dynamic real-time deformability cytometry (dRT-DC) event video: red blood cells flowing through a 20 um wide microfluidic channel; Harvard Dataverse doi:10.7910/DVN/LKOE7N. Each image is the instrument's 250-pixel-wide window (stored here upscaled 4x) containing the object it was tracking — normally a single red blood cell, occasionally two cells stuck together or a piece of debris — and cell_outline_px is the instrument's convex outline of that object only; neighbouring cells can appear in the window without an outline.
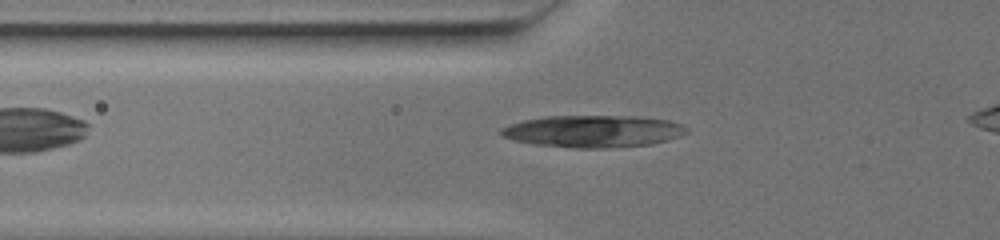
{"species": "common noctule bat (a hibernating species)", "species_latin": "Nyctalus noctula", "temperature_condition": "warm", "stored_images_in_passage": 44, "camera_frame_rate_fps": 3000, "um_per_image_px": 0.085, "animal": {"sex": "female", "body_mass_g": 19.5, "forearm_length_mm": 54.1}, "frame": {"image": 1, "passage_image": 3, "time_ms": 0.667, "image_size_px": [1000, 240], "cell_outline_px": [[688, 132], [680, 136], [668, 140], [652, 144], [608, 148], [576, 148], [532, 144], [512, 140], [500, 136], [500, 128], [524, 120], [544, 116], [636, 116], [668, 120], [684, 124], [688, 128]], "centroid_in_image_um": [50.43, 11.16], "position_along_channel_um": 75.4, "area_um2": 34.97}}
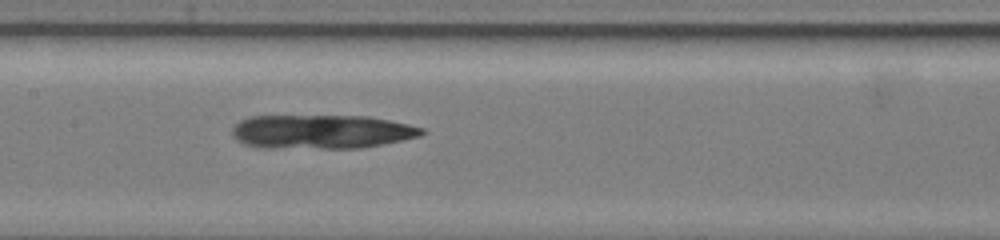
{"frame": {"image": 2, "passage_image": 14, "time_ms": 4.333, "image_size_px": [1000, 240], "cell_outline_px": [[424, 132], [420, 136], [360, 148], [256, 148], [244, 144], [236, 140], [232, 136], [232, 128], [240, 120], [248, 116], [368, 116], [408, 124], [424, 128]], "centroid_in_image_um": [27.25, 11.2], "position_along_channel_um": 180.2, "area_um2": 37.69}}